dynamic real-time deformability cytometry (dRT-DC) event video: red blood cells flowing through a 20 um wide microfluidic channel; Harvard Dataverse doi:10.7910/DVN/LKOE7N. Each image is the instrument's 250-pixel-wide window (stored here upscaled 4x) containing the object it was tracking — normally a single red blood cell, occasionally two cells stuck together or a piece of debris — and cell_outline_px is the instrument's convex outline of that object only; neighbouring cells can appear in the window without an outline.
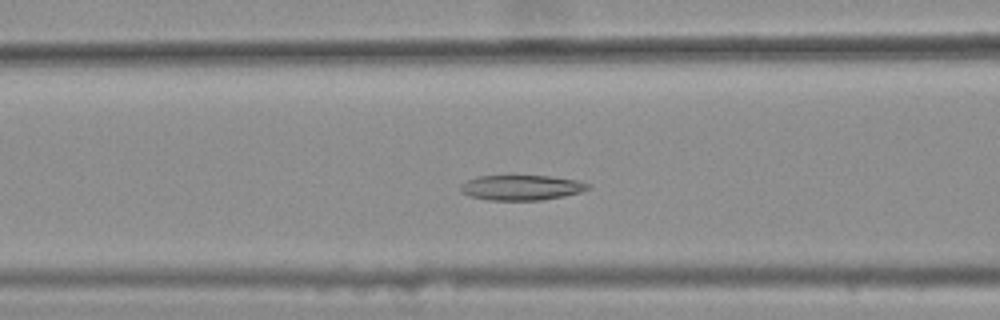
{"species": "common noctule bat (a hibernating species)", "species_latin": "Nyctalus noctula", "temperature_condition": "warm", "stored_images_in_passage": 30, "camera_frame_rate_fps": 3000, "um_per_image_px": 0.085, "animal": {"sex": "female", "body_mass_g": 25.1}, "frame": {"image": 1, "passage_image": 5, "time_ms": 1.333, "image_size_px": [1000, 320], "cell_outline_px": [[592, 184], [588, 188], [580, 192], [564, 196], [540, 200], [488, 200], [468, 196], [460, 192], [460, 184], [476, 176], [552, 176], [580, 180]], "centroid_in_image_um": [44.31, 15.94], "position_along_channel_um": 122.3, "area_um2": 18.84}}
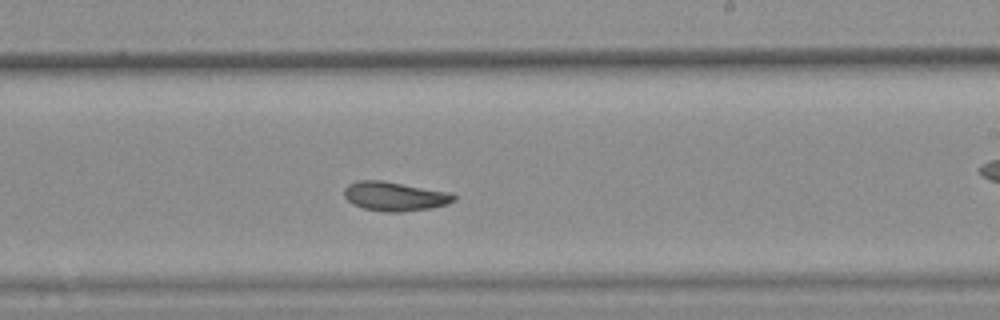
{"frame": {"image": 2, "passage_image": 16, "time_ms": 5.0, "image_size_px": [1000, 320], "cell_outline_px": [[456, 200], [448, 204], [428, 208], [400, 212], [384, 212], [364, 208], [352, 204], [344, 196], [344, 188], [348, 184], [356, 180], [384, 180], [448, 192], [456, 196]], "centroid_in_image_um": [33.52, 16.68], "position_along_channel_um": 255.5, "area_um2": 18.67}}
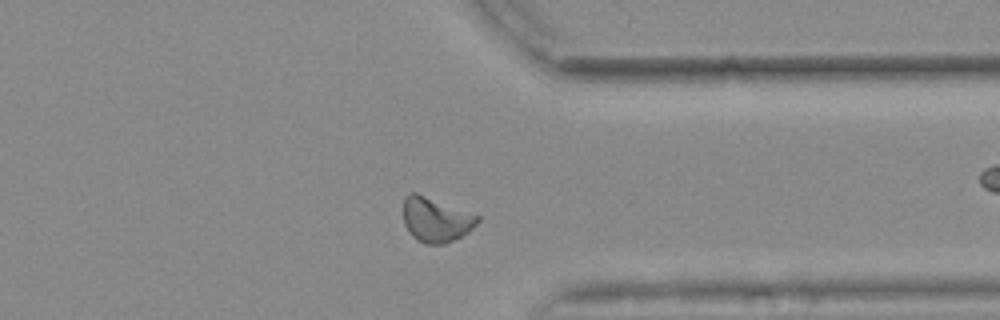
{"frame": {"image": 3, "passage_image": 26, "time_ms": 8.333, "image_size_px": [1000, 320], "cell_outline_px": [[480, 220], [468, 232], [444, 244], [424, 244], [412, 236], [408, 232], [404, 224], [404, 196], [408, 192], [416, 192], [480, 216]], "centroid_in_image_um": [37.02, 18.66], "position_along_channel_um": 374.4, "area_um2": 19.25}}